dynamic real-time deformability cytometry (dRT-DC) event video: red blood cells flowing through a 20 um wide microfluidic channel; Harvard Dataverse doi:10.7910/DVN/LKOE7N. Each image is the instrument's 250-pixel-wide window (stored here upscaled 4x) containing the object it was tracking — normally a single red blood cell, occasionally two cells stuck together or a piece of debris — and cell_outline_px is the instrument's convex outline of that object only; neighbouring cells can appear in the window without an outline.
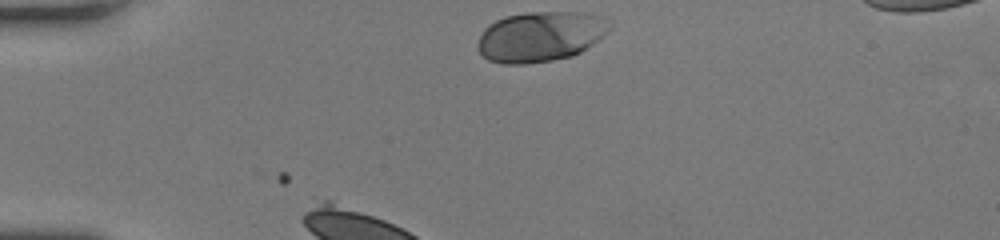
{"species": "human", "species_latin": "Homo sapiens", "temperature_condition": "room temperature", "stored_images_in_passage": 19, "camera_frame_rate_fps": 3000, "um_per_image_px": 0.085, "donor": {"sex": "female"}, "frame": {"image": 1, "passage_image": 1, "time_ms": 0.0, "image_size_px": [1000, 240], "cell_outline_px": [[612, 24], [592, 44], [580, 52], [572, 56], [552, 60], [524, 64], [504, 64], [488, 60], [476, 48], [476, 44], [484, 28], [488, 24], [504, 16], [524, 12], [588, 12], [608, 16], [612, 20]], "centroid_in_image_um": [45.93, 3.08], "position_along_channel_um": 39.1, "area_um2": 38.96}}
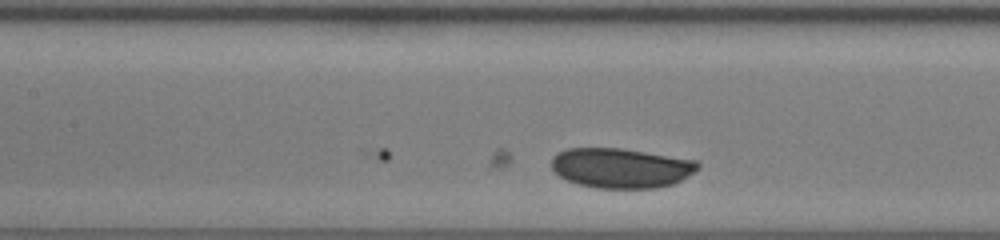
{"frame": {"image": 2, "passage_image": 10, "time_ms": 3.0, "image_size_px": [1000, 240], "cell_outline_px": [[700, 168], [688, 176], [672, 184], [656, 188], [596, 188], [576, 184], [560, 176], [552, 168], [552, 156], [556, 152], [568, 148], [624, 148], [696, 160], [700, 164]], "centroid_in_image_um": [52.78, 14.27], "position_along_channel_um": 154.6, "area_um2": 34.22}}
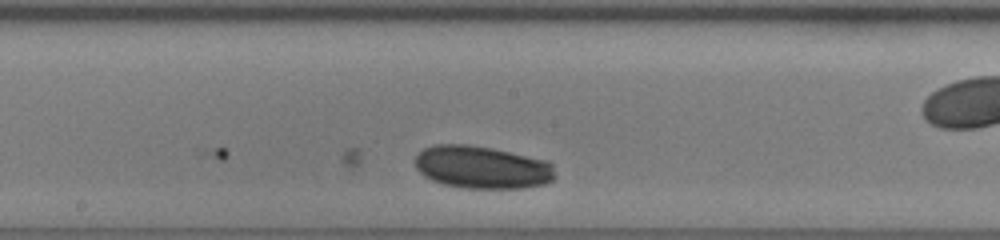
{"frame": {"image": 3, "passage_image": 14, "time_ms": 4.333, "image_size_px": [1000, 240], "cell_outline_px": [[556, 176], [552, 180], [544, 184], [524, 188], [460, 188], [440, 184], [424, 176], [416, 168], [416, 156], [424, 148], [436, 144], [468, 144], [492, 148], [548, 160], [552, 164]], "centroid_in_image_um": [40.98, 14.22], "position_along_channel_um": 207.2, "area_um2": 35.14}}